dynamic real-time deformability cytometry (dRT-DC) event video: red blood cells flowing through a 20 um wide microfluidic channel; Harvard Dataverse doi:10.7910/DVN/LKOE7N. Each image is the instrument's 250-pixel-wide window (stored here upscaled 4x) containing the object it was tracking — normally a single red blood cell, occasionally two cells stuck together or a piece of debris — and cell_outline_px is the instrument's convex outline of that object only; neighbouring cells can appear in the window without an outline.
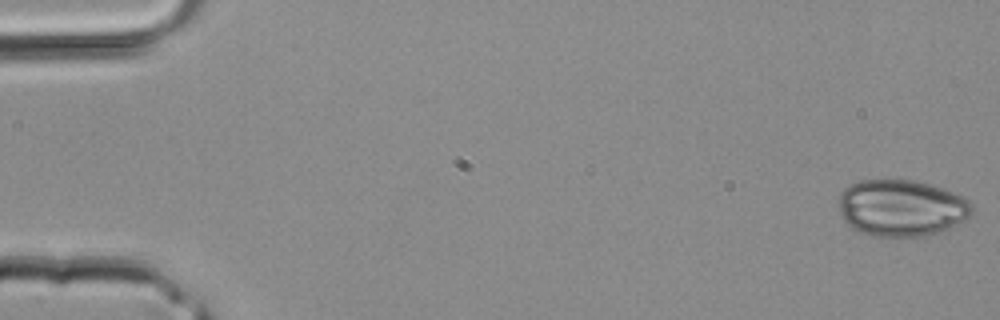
{"species": "common noctule bat (a hibernating species)", "species_latin": "Nyctalus noctula", "temperature_condition": "room temperature", "stored_images_in_passage": 39, "camera_frame_rate_fps": 3000, "um_per_image_px": 0.085, "animal": {"sex": "male", "body_mass_g": 20.4}, "frame": {"image": 1, "passage_image": 1, "time_ms": 0.0, "image_size_px": [1000, 320], "cell_outline_px": [[972, 212], [964, 220], [940, 232], [928, 236], [872, 236], [860, 232], [852, 228], [840, 216], [840, 192], [844, 188], [860, 180], [916, 180], [932, 184], [944, 188], [964, 196], [972, 204]], "centroid_in_image_um": [76.63, 17.67], "position_along_channel_um": 8.4, "area_um2": 44.22}}
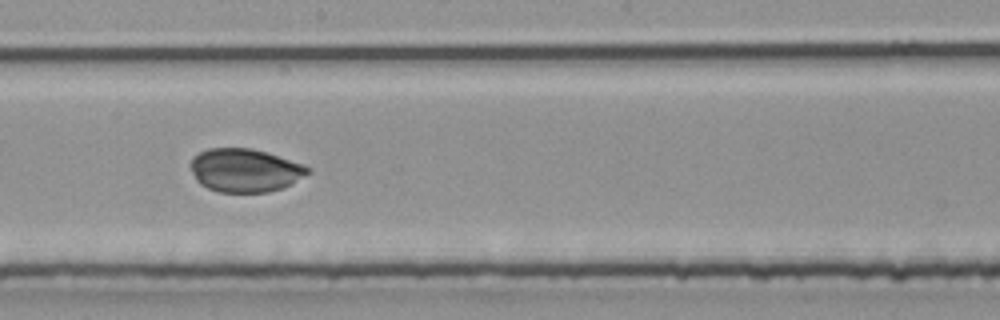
{"frame": {"image": 2, "passage_image": 22, "time_ms": 7.0, "image_size_px": [1000, 320], "cell_outline_px": [[312, 172], [292, 184], [284, 188], [268, 192], [220, 192], [208, 188], [200, 184], [196, 180], [188, 164], [192, 156], [208, 148], [252, 148], [268, 152], [304, 164], [312, 168]], "centroid_in_image_um": [20.84, 14.47], "position_along_channel_um": 227.4, "area_um2": 30.17}}
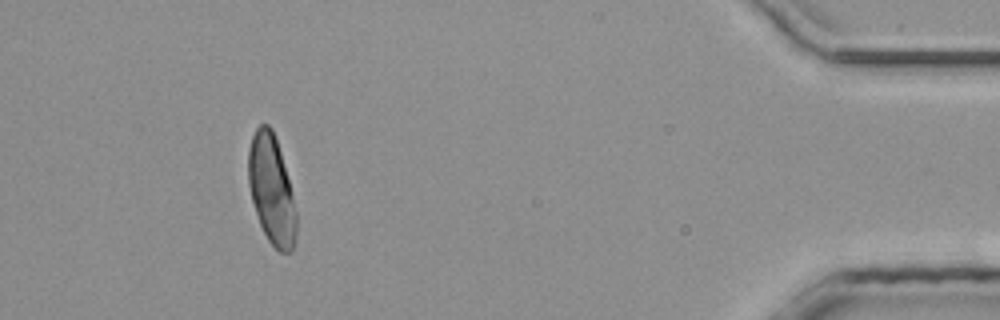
{"frame": {"image": 3, "passage_image": 36, "time_ms": 11.667, "image_size_px": [1000, 320], "cell_outline_px": [[296, 240], [292, 252], [280, 252], [268, 240], [260, 224], [252, 200], [248, 184], [248, 148], [252, 136], [256, 128], [260, 124], [268, 124], [272, 128], [280, 152], [288, 180], [296, 212]], "centroid_in_image_um": [23.06, 16.13], "position_along_channel_um": 412.1, "area_um2": 30.11}}